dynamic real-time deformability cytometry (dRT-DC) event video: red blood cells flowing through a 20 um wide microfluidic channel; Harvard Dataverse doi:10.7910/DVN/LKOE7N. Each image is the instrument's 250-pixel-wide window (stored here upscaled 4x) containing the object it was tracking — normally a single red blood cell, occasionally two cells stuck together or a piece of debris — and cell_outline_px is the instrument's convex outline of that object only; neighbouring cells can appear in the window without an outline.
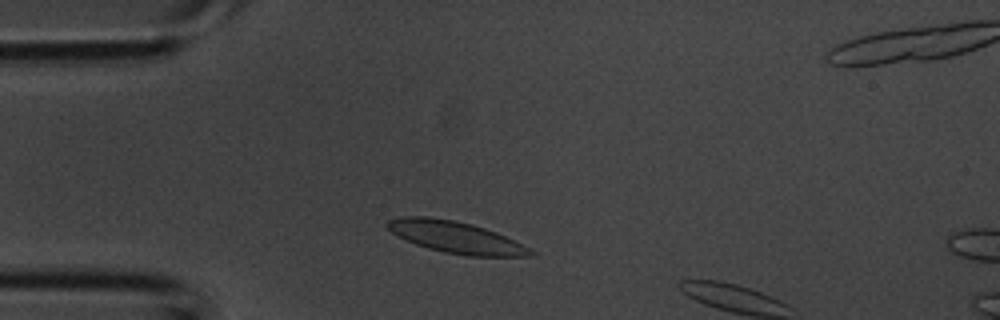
{"species": "common noctule bat (a hibernating species)", "species_latin": "Nyctalus noctula", "temperature_condition": "room temperature", "stored_images_in_passage": 2, "camera_frame_rate_fps": 3000, "um_per_image_px": 0.085, "animal": {"sex": "male", "body_mass_g": 20.1, "forearm_length_mm": 53.5}, "frame": {"image": 1, "passage_image": 1, "time_ms": 0.0, "image_size_px": [1000, 320], "cell_outline_px": [[536, 252], [532, 256], [468, 256], [444, 252], [428, 248], [416, 244], [392, 232], [384, 224], [388, 220], [404, 216], [428, 216], [456, 220], [472, 224], [496, 232], [532, 248]], "centroid_in_image_um": [38.78, 20.16], "position_along_channel_um": 46.2, "area_um2": 26.41}}